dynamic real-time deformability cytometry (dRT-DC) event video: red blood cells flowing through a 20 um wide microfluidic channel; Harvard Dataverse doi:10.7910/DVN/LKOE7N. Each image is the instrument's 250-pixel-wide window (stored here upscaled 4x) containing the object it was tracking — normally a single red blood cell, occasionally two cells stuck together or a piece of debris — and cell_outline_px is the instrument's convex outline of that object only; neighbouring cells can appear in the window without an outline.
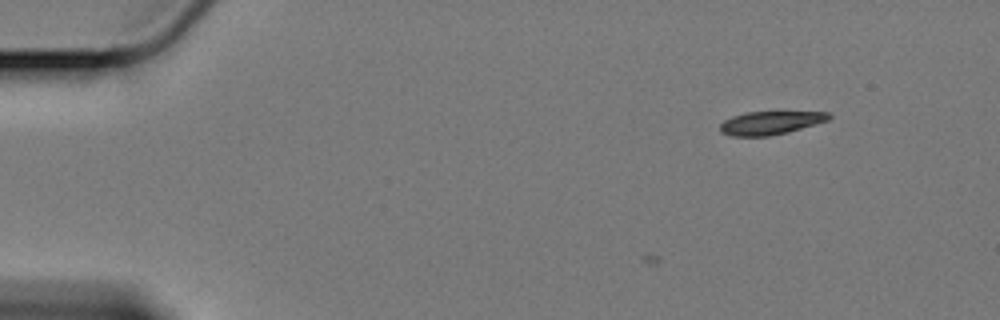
{"species": "Egyptian fruit bat (a non-hibernating species)", "species_latin": "Rousettus aegyptiacus", "temperature_condition": "cold", "stored_images_in_passage": 11, "camera_frame_rate_fps": 3000, "um_per_image_px": 0.085, "animal": {"sex": "female"}, "frame": {"image": 1, "passage_image": 11, "time_ms": 3.333, "image_size_px": [1000, 320], "cell_outline_px": [[832, 116], [828, 120], [788, 132], [768, 136], [732, 136], [720, 132], [720, 124], [724, 120], [732, 116], [748, 112], [828, 112]], "centroid_in_image_um": [65.46, 10.44], "position_along_channel_um": 19.5, "area_um2": 14.62}}